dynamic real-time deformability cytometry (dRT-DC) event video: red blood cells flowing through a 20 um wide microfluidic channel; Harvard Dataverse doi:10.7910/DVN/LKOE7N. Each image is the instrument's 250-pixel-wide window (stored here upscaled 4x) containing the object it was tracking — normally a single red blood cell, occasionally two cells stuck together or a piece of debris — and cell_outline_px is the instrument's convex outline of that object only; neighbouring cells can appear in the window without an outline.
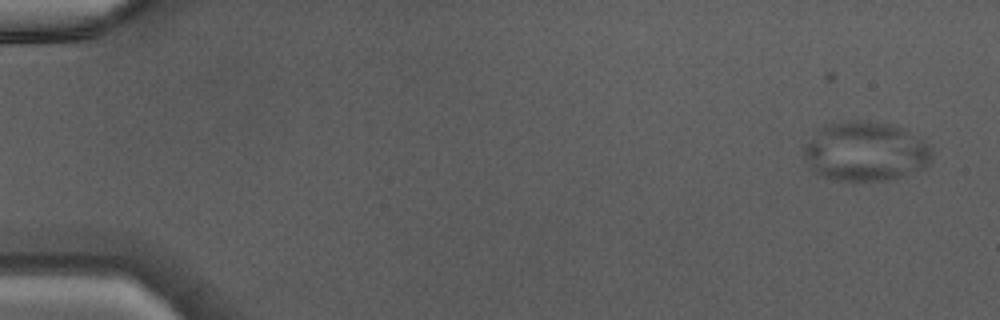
{"species": "Egyptian fruit bat (a non-hibernating species)", "species_latin": "Rousettus aegyptiacus", "temperature_condition": "warm", "stored_images_in_passage": 45, "camera_frame_rate_fps": 3000, "um_per_image_px": 0.085, "animal": {"sex": "male"}, "frame": {"image": 1, "passage_image": 1, "time_ms": 0.0, "image_size_px": [1000, 320], "cell_outline_px": [[932, 160], [924, 168], [900, 176], [884, 180], [836, 180], [820, 176], [808, 168], [804, 156], [804, 148], [816, 128], [828, 124], [844, 120], [860, 120], [892, 124], [904, 128], [928, 144], [932, 148]], "centroid_in_image_um": [73.54, 12.85], "position_along_channel_um": 11.5, "area_um2": 44.68}}
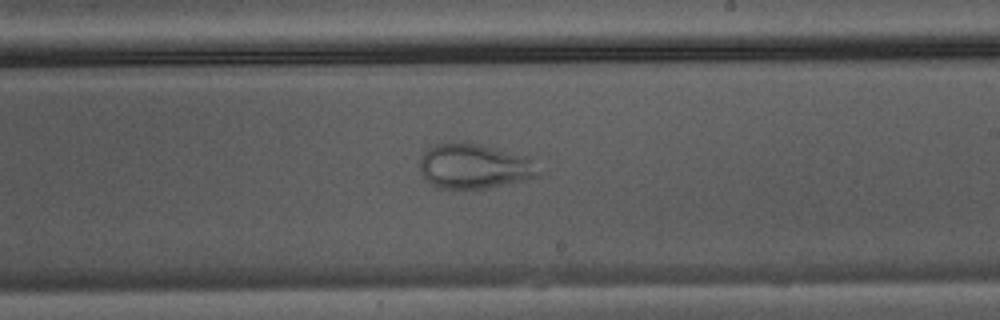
{"frame": {"image": 2, "passage_image": 27, "time_ms": 8.667, "image_size_px": [1000, 320], "cell_outline_px": [[540, 176], [524, 180], [484, 188], [436, 188], [424, 180], [420, 172], [420, 160], [424, 152], [428, 148], [436, 144], [480, 144], [528, 156], [540, 172]], "centroid_in_image_um": [40.29, 14.15], "position_along_channel_um": 248.7, "area_um2": 30.69}}
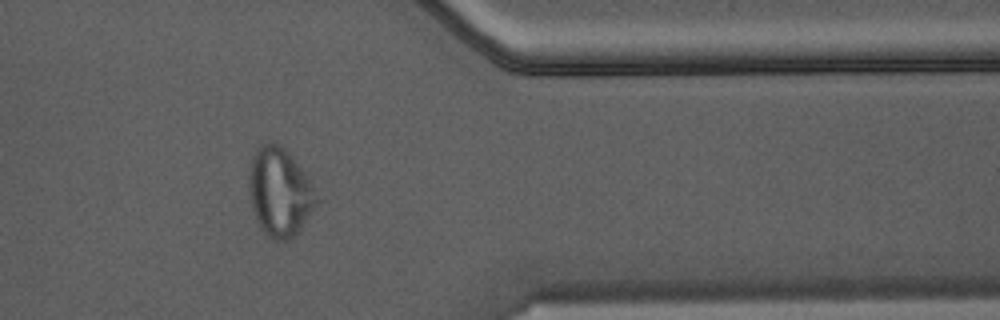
{"frame": {"image": 3, "passage_image": 37, "time_ms": 12.0, "image_size_px": [1000, 320], "cell_outline_px": [[320, 200], [300, 228], [292, 236], [284, 240], [276, 240], [264, 232], [256, 220], [252, 208], [248, 192], [248, 176], [252, 156], [260, 144], [268, 140], [272, 140], [280, 144], [292, 156], [312, 184]], "centroid_in_image_um": [23.74, 16.27], "position_along_channel_um": 387.7, "area_um2": 34.85}}